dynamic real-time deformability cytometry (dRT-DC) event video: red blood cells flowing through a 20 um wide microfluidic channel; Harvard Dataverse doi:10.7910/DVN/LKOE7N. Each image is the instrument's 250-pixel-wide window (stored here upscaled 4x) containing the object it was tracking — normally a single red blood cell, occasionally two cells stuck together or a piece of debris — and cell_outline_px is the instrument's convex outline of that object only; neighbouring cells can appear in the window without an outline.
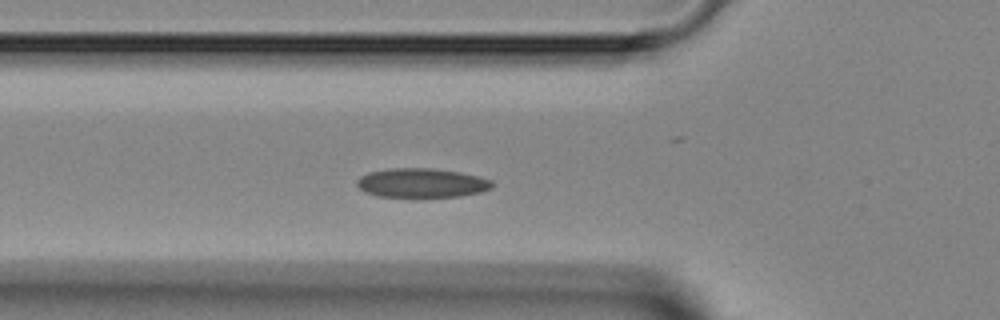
{"species": "Egyptian fruit bat (a non-hibernating species)", "species_latin": "Rousettus aegyptiacus", "temperature_condition": "room temperature", "stored_images_in_passage": 33, "camera_frame_rate_fps": 3000, "um_per_image_px": 0.085, "animal": {"sex": "female"}, "frame": {"image": 1, "passage_image": 2, "time_ms": 0.333, "image_size_px": [1000, 320], "cell_outline_px": [[496, 184], [492, 188], [480, 192], [460, 196], [424, 200], [376, 196], [364, 192], [356, 184], [356, 180], [360, 176], [372, 172], [396, 168], [432, 168], [460, 172], [492, 180]], "centroid_in_image_um": [35.86, 15.61], "position_along_channel_um": 89.9, "area_um2": 23.99}}
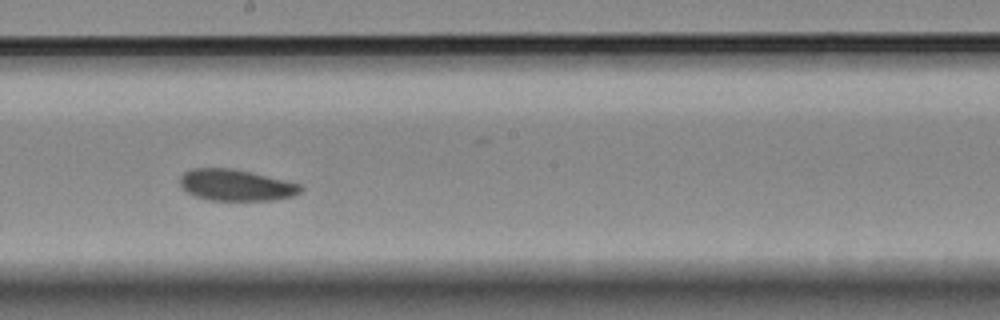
{"frame": {"image": 2, "passage_image": 12, "time_ms": 3.667, "image_size_px": [1000, 320], "cell_outline_px": [[304, 188], [300, 192], [292, 196], [276, 200], [208, 200], [196, 196], [180, 188], [180, 176], [184, 172], [192, 168], [232, 168], [252, 172], [300, 184]], "centroid_in_image_um": [20.04, 15.73], "position_along_channel_um": 228.2, "area_um2": 22.14}}
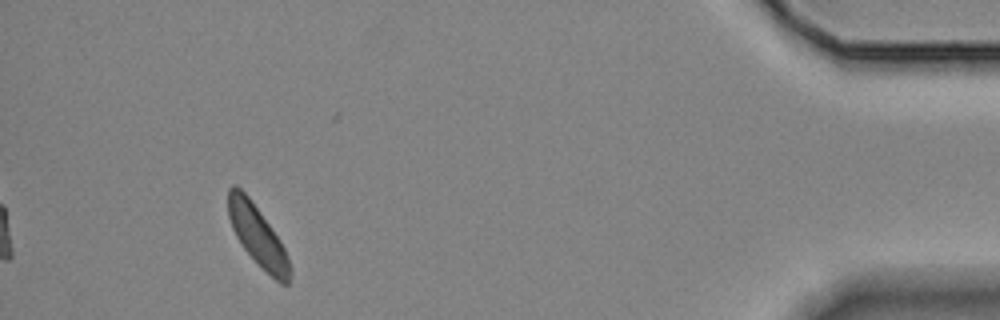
{"frame": {"image": 3, "passage_image": 30, "time_ms": 9.667, "image_size_px": [1000, 320], "cell_outline_px": [[292, 272], [288, 284], [280, 284], [244, 248], [236, 236], [232, 228], [228, 216], [228, 188], [232, 184], [236, 184], [248, 196], [280, 240], [284, 248], [292, 268]], "centroid_in_image_um": [21.89, 20.01], "position_along_channel_um": 413.3, "area_um2": 21.21}}